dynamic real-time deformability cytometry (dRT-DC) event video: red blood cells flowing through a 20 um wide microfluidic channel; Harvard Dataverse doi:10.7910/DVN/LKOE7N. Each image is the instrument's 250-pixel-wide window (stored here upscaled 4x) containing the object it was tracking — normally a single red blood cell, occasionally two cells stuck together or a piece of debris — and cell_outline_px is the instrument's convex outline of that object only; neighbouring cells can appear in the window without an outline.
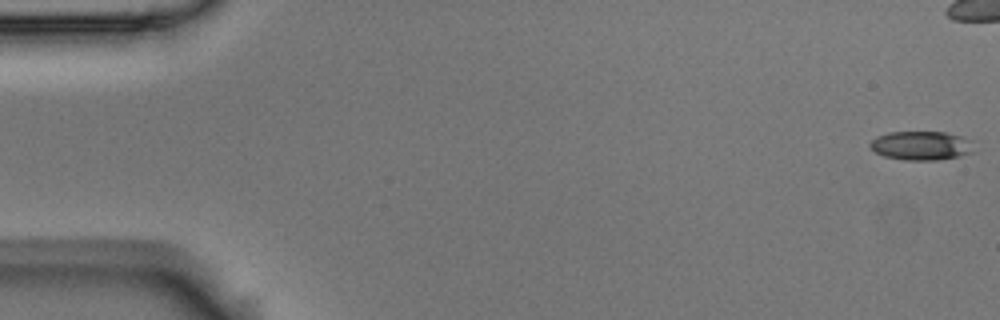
{"species": "Egyptian fruit bat (a non-hibernating species)", "species_latin": "Rousettus aegyptiacus", "temperature_condition": "room temperature", "stored_images_in_passage": 48, "camera_frame_rate_fps": 3000, "um_per_image_px": 0.085, "animal": {"sex": "male"}, "frame": {"image": 1, "passage_image": 1, "time_ms": 0.0, "image_size_px": [1000, 320], "cell_outline_px": [[976, 152], [960, 156], [936, 160], [904, 160], [884, 156], [876, 152], [868, 144], [876, 136], [888, 132], [944, 132], [960, 136], [972, 140]], "centroid_in_image_um": [78.34, 12.38], "position_along_channel_um": 6.7, "area_um2": 17.69}}
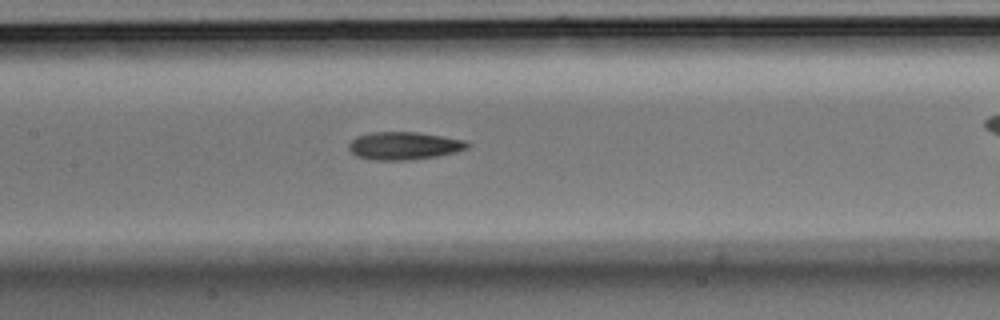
{"frame": {"image": 2, "passage_image": 27, "time_ms": 8.667, "image_size_px": [1000, 320], "cell_outline_px": [[472, 144], [468, 148], [456, 152], [436, 156], [412, 160], [368, 160], [356, 156], [348, 148], [348, 144], [356, 136], [372, 132], [416, 132], [464, 140]], "centroid_in_image_um": [34.32, 12.4], "position_along_channel_um": 173.1, "area_um2": 19.31}}
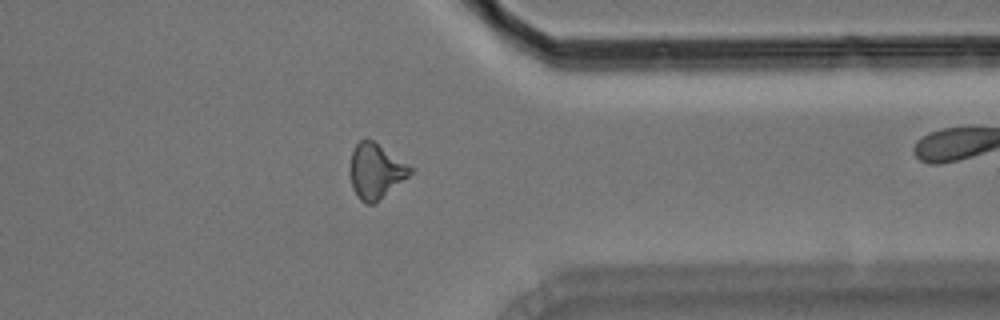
{"frame": {"image": 3, "passage_image": 45, "time_ms": 14.667, "image_size_px": [1000, 320], "cell_outline_px": [[416, 168], [408, 176], [372, 204], [364, 204], [360, 200], [352, 188], [352, 152], [356, 144], [360, 140], [372, 140]], "centroid_in_image_um": [31.98, 14.53], "position_along_channel_um": 379.4, "area_um2": 18.73}, "authors_computed_cell_mechanics": {"area_um2": 18.8139, "velocity_mm_per_s": 3.5638, "shape_relaxation_time_tau1_ms": 8.6758, "shape_relaxation_time_tau2_ms": 6.3297, "deformation_change_tau1": 0.2013, "deformation_change_tau2": 0.1837}}